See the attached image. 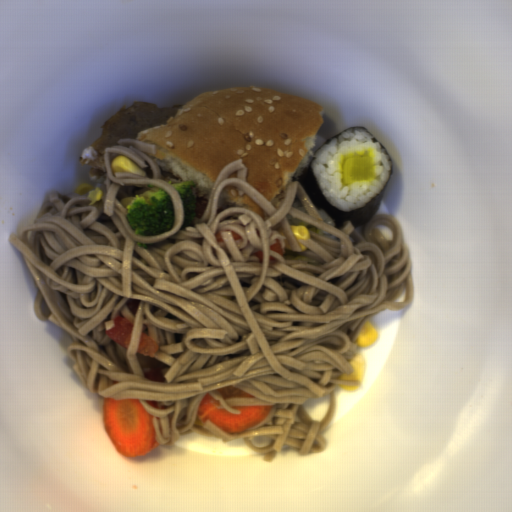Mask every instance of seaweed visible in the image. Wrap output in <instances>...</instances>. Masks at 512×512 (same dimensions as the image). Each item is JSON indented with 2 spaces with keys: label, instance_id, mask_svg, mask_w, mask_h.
I'll use <instances>...</instances> for the list:
<instances>
[{
  "label": "seaweed",
  "instance_id": "1faa68ee",
  "mask_svg": "<svg viewBox=\"0 0 512 512\" xmlns=\"http://www.w3.org/2000/svg\"><path fill=\"white\" fill-rule=\"evenodd\" d=\"M353 128H355V127L347 128L346 130H344V131L340 132L339 134L330 138L325 143L338 137L345 131H348ZM356 128L365 129L363 127H358V126ZM366 131L369 134H371L378 141V143L383 147V149L391 163V167H392V171H393V160H392L387 148L370 131H368V130H366ZM323 145H321L320 147H322ZM319 148L316 149V151H315L314 155L312 156V158L310 159V161L307 163V165L301 171V173L298 177L299 184L301 185L302 189L306 193L307 197L311 201L314 208L322 210L333 221V223L336 225L337 228H343L344 220H349L351 222L353 228L364 227V225L367 222H370L371 219L377 214V212L381 206L382 200L384 198L387 186L389 184L392 171H391L390 177H389L385 187L379 192V194L371 202H369L366 206H363V207H360V208H357V209H354L351 211H343L340 208L333 205L332 203H330L325 198V196L322 194V192L313 176L310 165L313 162V160L316 156L317 150Z\"/></svg>",
  "mask_w": 512,
  "mask_h": 512
}]
</instances>
